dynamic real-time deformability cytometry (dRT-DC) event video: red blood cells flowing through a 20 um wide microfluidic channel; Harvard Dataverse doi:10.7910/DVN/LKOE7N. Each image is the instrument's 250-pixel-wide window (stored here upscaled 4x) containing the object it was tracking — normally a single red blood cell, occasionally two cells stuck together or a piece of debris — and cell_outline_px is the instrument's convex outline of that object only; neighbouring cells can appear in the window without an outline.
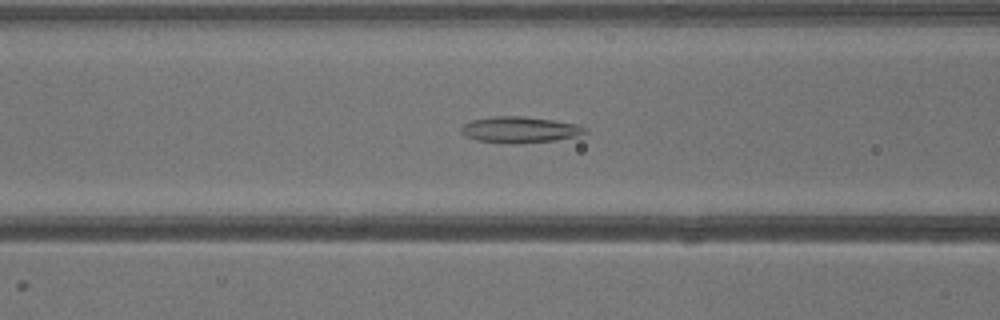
{"species": "common noctule bat (a hibernating species)", "species_latin": "Nyctalus noctula", "temperature_condition": "warm", "stored_images_in_passage": 42, "segment_of_instrument_passage": [1, 2], "camera_frame_rate_fps": 3000, "um_per_image_px": 0.085, "animal": {"sex": "male", "body_mass_g": 13.3}, "frame": {"image": 1, "passage_image": 17, "time_ms": 5.333, "image_size_px": [1000, 320], "cell_outline_px": [[588, 132], [576, 136], [556, 140], [520, 144], [504, 144], [476, 140], [464, 136], [460, 132], [460, 128], [468, 120], [492, 116], [524, 116], [580, 124], [588, 128]], "centroid_in_image_um": [44.16, 11.03], "position_along_channel_um": 122.4, "area_um2": 19.42}}
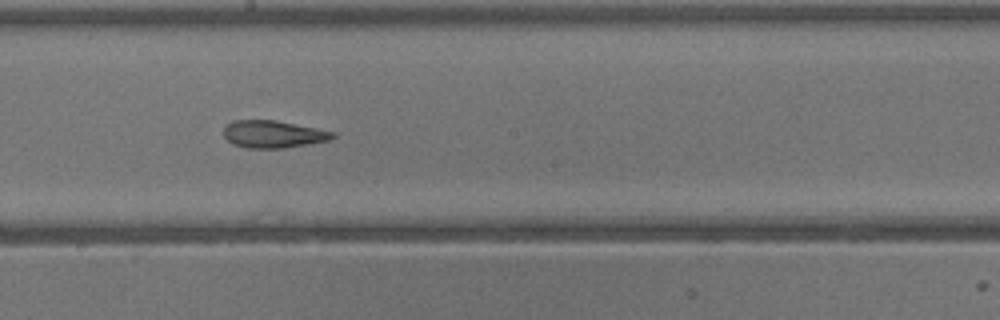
{"frame": {"image": 2, "passage_image": 23, "time_ms": 7.333, "image_size_px": [1000, 320], "cell_outline_px": [[336, 136], [328, 140], [308, 144], [284, 148], [248, 148], [232, 144], [224, 136], [224, 128], [232, 120], [276, 120], [336, 132]], "centroid_in_image_um": [23.22, 11.4], "position_along_channel_um": 225.0, "area_um2": 17.34}}
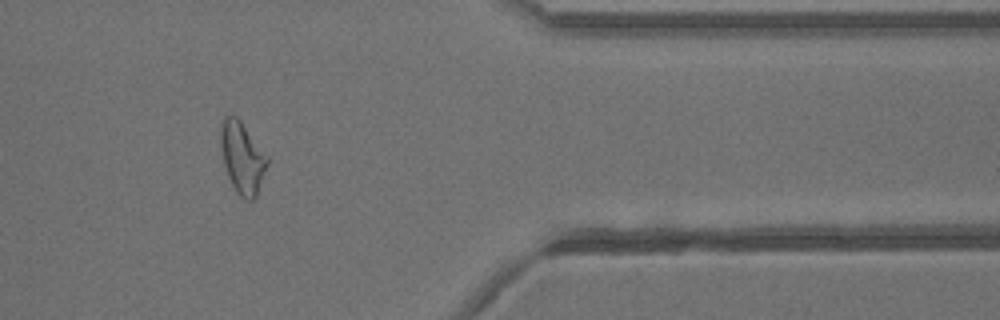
{"frame": {"image": 3, "passage_image": 34, "time_ms": 11.0, "image_size_px": [1000, 320], "cell_outline_px": [[268, 164], [256, 196], [252, 200], [248, 200], [240, 196], [236, 192], [228, 176], [224, 164], [220, 144], [220, 124], [224, 116], [232, 112], [240, 120], [268, 156]], "centroid_in_image_um": [20.58, 13.35], "position_along_channel_um": 390.8, "area_um2": 19.48}}